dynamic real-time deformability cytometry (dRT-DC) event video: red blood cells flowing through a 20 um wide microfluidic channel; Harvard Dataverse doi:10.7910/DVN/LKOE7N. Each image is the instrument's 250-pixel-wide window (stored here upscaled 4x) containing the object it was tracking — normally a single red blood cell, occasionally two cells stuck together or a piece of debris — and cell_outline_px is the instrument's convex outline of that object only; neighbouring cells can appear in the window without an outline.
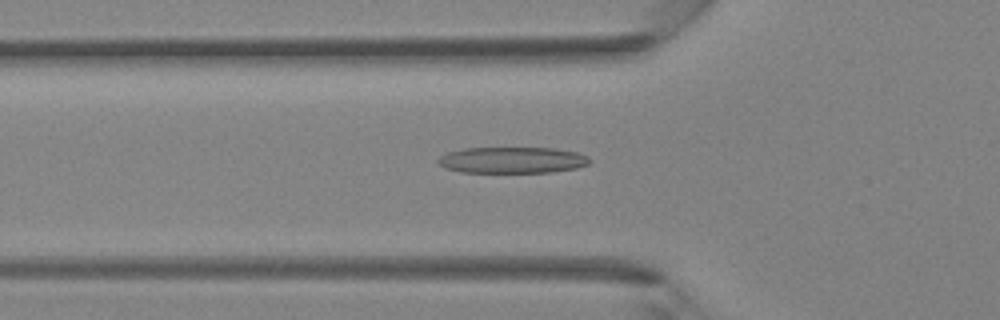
{"species": "Egyptian fruit bat (a non-hibernating species)", "species_latin": "Rousettus aegyptiacus", "temperature_condition": "room temperature", "stored_images_in_passage": 42, "camera_frame_rate_fps": 3000, "um_per_image_px": 0.085, "animal": {"sex": "female"}, "frame": {"image": 1, "passage_image": 15, "time_ms": 4.667, "image_size_px": [1000, 320], "cell_outline_px": [[592, 160], [588, 164], [576, 168], [552, 172], [460, 172], [444, 168], [436, 160], [440, 156], [448, 152], [464, 148], [552, 148], [576, 152], [588, 156]], "centroid_in_image_um": [43.53, 13.61], "position_along_channel_um": 82.3, "area_um2": 23.18}}
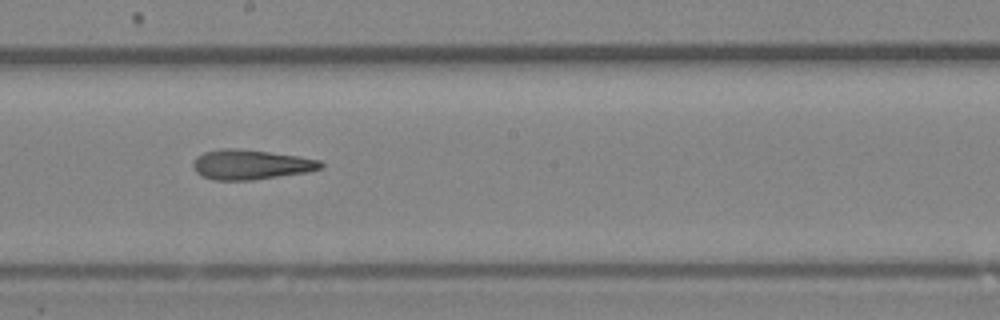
{"frame": {"image": 2, "passage_image": 24, "time_ms": 7.667, "image_size_px": [1000, 320], "cell_outline_px": [[324, 168], [308, 172], [252, 180], [212, 180], [196, 172], [192, 164], [192, 160], [196, 156], [204, 152], [220, 148], [236, 148], [268, 152], [296, 156], [320, 160], [324, 164]], "centroid_in_image_um": [21.3, 13.99], "position_along_channel_um": 226.9, "area_um2": 22.25}}
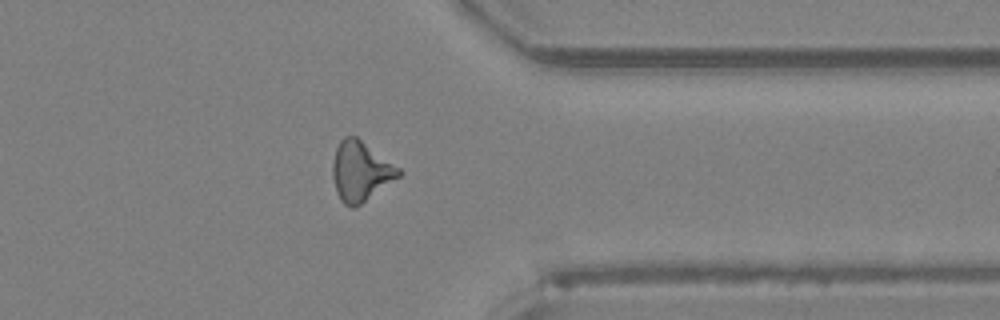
{"frame": {"image": 3, "passage_image": 34, "time_ms": 11.0, "image_size_px": [1000, 320], "cell_outline_px": [[404, 172], [400, 176], [360, 204], [352, 208], [344, 204], [340, 200], [336, 192], [332, 176], [332, 164], [336, 148], [340, 140], [344, 136], [356, 136], [400, 168]], "centroid_in_image_um": [30.64, 14.55], "position_along_channel_um": 380.8, "area_um2": 22.89}}